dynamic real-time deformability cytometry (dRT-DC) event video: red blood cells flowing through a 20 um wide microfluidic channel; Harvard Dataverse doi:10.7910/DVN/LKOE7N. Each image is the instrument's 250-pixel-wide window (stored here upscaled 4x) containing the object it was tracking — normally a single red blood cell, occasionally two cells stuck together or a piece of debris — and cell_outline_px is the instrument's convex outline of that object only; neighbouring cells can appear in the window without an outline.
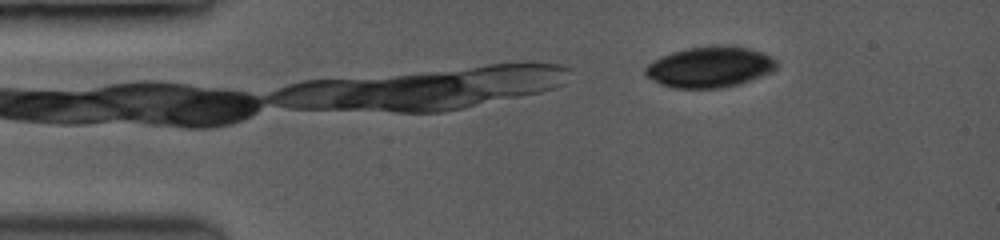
{"species": "common noctule bat (a hibernating species)", "species_latin": "Nyctalus noctula", "temperature_condition": "room temperature", "stored_images_in_passage": 5, "camera_frame_rate_fps": 3500, "um_per_image_px": 0.085, "animal": {"sex": "female", "body_mass_g": 19.0, "forearm_length_mm": 53.3}, "frame": {"image": 1, "passage_image": 1, "time_ms": 0.0, "image_size_px": [1000, 240], "cell_outline_px": [[776, 68], [768, 72], [740, 84], [720, 88], [672, 88], [660, 84], [648, 76], [644, 72], [644, 68], [648, 64], [664, 56], [676, 52], [692, 48], [744, 48], [760, 52], [776, 60]], "centroid_in_image_um": [60.29, 5.76], "position_along_channel_um": 24.7, "area_um2": 29.71}}